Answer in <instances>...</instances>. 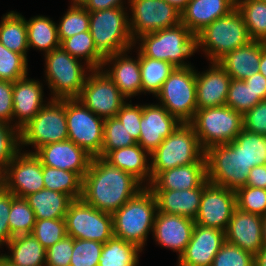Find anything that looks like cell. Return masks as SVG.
<instances>
[{
  "label": "cell",
  "instance_id": "obj_1",
  "mask_svg": "<svg viewBox=\"0 0 266 266\" xmlns=\"http://www.w3.org/2000/svg\"><path fill=\"white\" fill-rule=\"evenodd\" d=\"M145 187L130 173L111 165L102 157H93L82 178L81 199L113 215Z\"/></svg>",
  "mask_w": 266,
  "mask_h": 266
},
{
  "label": "cell",
  "instance_id": "obj_2",
  "mask_svg": "<svg viewBox=\"0 0 266 266\" xmlns=\"http://www.w3.org/2000/svg\"><path fill=\"white\" fill-rule=\"evenodd\" d=\"M157 211L156 197L145 187L113 214V236L142 249L149 232L153 233Z\"/></svg>",
  "mask_w": 266,
  "mask_h": 266
},
{
  "label": "cell",
  "instance_id": "obj_3",
  "mask_svg": "<svg viewBox=\"0 0 266 266\" xmlns=\"http://www.w3.org/2000/svg\"><path fill=\"white\" fill-rule=\"evenodd\" d=\"M136 43L139 44L137 51L143 56L167 61L174 67L192 66L184 60L197 51L196 36L182 23L143 34L134 40V46Z\"/></svg>",
  "mask_w": 266,
  "mask_h": 266
},
{
  "label": "cell",
  "instance_id": "obj_4",
  "mask_svg": "<svg viewBox=\"0 0 266 266\" xmlns=\"http://www.w3.org/2000/svg\"><path fill=\"white\" fill-rule=\"evenodd\" d=\"M148 159H152L151 181L167 169L192 163H206L205 150L190 123H180Z\"/></svg>",
  "mask_w": 266,
  "mask_h": 266
},
{
  "label": "cell",
  "instance_id": "obj_5",
  "mask_svg": "<svg viewBox=\"0 0 266 266\" xmlns=\"http://www.w3.org/2000/svg\"><path fill=\"white\" fill-rule=\"evenodd\" d=\"M250 41L242 14L237 8L216 19L196 35V50L200 47L210 62H217L227 53Z\"/></svg>",
  "mask_w": 266,
  "mask_h": 266
},
{
  "label": "cell",
  "instance_id": "obj_6",
  "mask_svg": "<svg viewBox=\"0 0 266 266\" xmlns=\"http://www.w3.org/2000/svg\"><path fill=\"white\" fill-rule=\"evenodd\" d=\"M89 31L97 51L104 57L132 50L134 40L125 7L89 11Z\"/></svg>",
  "mask_w": 266,
  "mask_h": 266
},
{
  "label": "cell",
  "instance_id": "obj_7",
  "mask_svg": "<svg viewBox=\"0 0 266 266\" xmlns=\"http://www.w3.org/2000/svg\"><path fill=\"white\" fill-rule=\"evenodd\" d=\"M44 57L45 78L51 89V99L78 98L89 75L86 74V69L91 71L92 68H84L80 59L72 57L61 46L46 53Z\"/></svg>",
  "mask_w": 266,
  "mask_h": 266
},
{
  "label": "cell",
  "instance_id": "obj_8",
  "mask_svg": "<svg viewBox=\"0 0 266 266\" xmlns=\"http://www.w3.org/2000/svg\"><path fill=\"white\" fill-rule=\"evenodd\" d=\"M205 159L209 183L234 191L246 186L251 167L235 141L210 146L205 150Z\"/></svg>",
  "mask_w": 266,
  "mask_h": 266
},
{
  "label": "cell",
  "instance_id": "obj_9",
  "mask_svg": "<svg viewBox=\"0 0 266 266\" xmlns=\"http://www.w3.org/2000/svg\"><path fill=\"white\" fill-rule=\"evenodd\" d=\"M242 115L229 106L222 105L198 109L190 124L193 126L201 147L226 144L235 140L243 129Z\"/></svg>",
  "mask_w": 266,
  "mask_h": 266
},
{
  "label": "cell",
  "instance_id": "obj_10",
  "mask_svg": "<svg viewBox=\"0 0 266 266\" xmlns=\"http://www.w3.org/2000/svg\"><path fill=\"white\" fill-rule=\"evenodd\" d=\"M192 67H175L155 96L180 123H190L197 110L196 69Z\"/></svg>",
  "mask_w": 266,
  "mask_h": 266
},
{
  "label": "cell",
  "instance_id": "obj_11",
  "mask_svg": "<svg viewBox=\"0 0 266 266\" xmlns=\"http://www.w3.org/2000/svg\"><path fill=\"white\" fill-rule=\"evenodd\" d=\"M68 140L65 99H50L39 113L20 129V147L41 146Z\"/></svg>",
  "mask_w": 266,
  "mask_h": 266
},
{
  "label": "cell",
  "instance_id": "obj_12",
  "mask_svg": "<svg viewBox=\"0 0 266 266\" xmlns=\"http://www.w3.org/2000/svg\"><path fill=\"white\" fill-rule=\"evenodd\" d=\"M68 140L92 157H101L104 119L89 110L78 98L65 99Z\"/></svg>",
  "mask_w": 266,
  "mask_h": 266
},
{
  "label": "cell",
  "instance_id": "obj_13",
  "mask_svg": "<svg viewBox=\"0 0 266 266\" xmlns=\"http://www.w3.org/2000/svg\"><path fill=\"white\" fill-rule=\"evenodd\" d=\"M65 221L67 235L74 239L106 243L113 236V215L96 209L82 199L70 203Z\"/></svg>",
  "mask_w": 266,
  "mask_h": 266
},
{
  "label": "cell",
  "instance_id": "obj_14",
  "mask_svg": "<svg viewBox=\"0 0 266 266\" xmlns=\"http://www.w3.org/2000/svg\"><path fill=\"white\" fill-rule=\"evenodd\" d=\"M78 99L103 119L116 117L126 98L102 69H92ZM125 100V101H124Z\"/></svg>",
  "mask_w": 266,
  "mask_h": 266
},
{
  "label": "cell",
  "instance_id": "obj_15",
  "mask_svg": "<svg viewBox=\"0 0 266 266\" xmlns=\"http://www.w3.org/2000/svg\"><path fill=\"white\" fill-rule=\"evenodd\" d=\"M129 27L133 40L139 36L177 26L181 12L165 0H130Z\"/></svg>",
  "mask_w": 266,
  "mask_h": 266
},
{
  "label": "cell",
  "instance_id": "obj_16",
  "mask_svg": "<svg viewBox=\"0 0 266 266\" xmlns=\"http://www.w3.org/2000/svg\"><path fill=\"white\" fill-rule=\"evenodd\" d=\"M237 208L234 190L208 183L203 188L195 224L226 231Z\"/></svg>",
  "mask_w": 266,
  "mask_h": 266
},
{
  "label": "cell",
  "instance_id": "obj_17",
  "mask_svg": "<svg viewBox=\"0 0 266 266\" xmlns=\"http://www.w3.org/2000/svg\"><path fill=\"white\" fill-rule=\"evenodd\" d=\"M4 179L5 189L19 198L45 188L42 163L33 151H20L4 170Z\"/></svg>",
  "mask_w": 266,
  "mask_h": 266
},
{
  "label": "cell",
  "instance_id": "obj_18",
  "mask_svg": "<svg viewBox=\"0 0 266 266\" xmlns=\"http://www.w3.org/2000/svg\"><path fill=\"white\" fill-rule=\"evenodd\" d=\"M225 242L224 231L195 224L191 240L178 257L177 266H211Z\"/></svg>",
  "mask_w": 266,
  "mask_h": 266
},
{
  "label": "cell",
  "instance_id": "obj_19",
  "mask_svg": "<svg viewBox=\"0 0 266 266\" xmlns=\"http://www.w3.org/2000/svg\"><path fill=\"white\" fill-rule=\"evenodd\" d=\"M42 165L71 171L84 177L89 169L92 156L70 140L50 143L33 152Z\"/></svg>",
  "mask_w": 266,
  "mask_h": 266
},
{
  "label": "cell",
  "instance_id": "obj_20",
  "mask_svg": "<svg viewBox=\"0 0 266 266\" xmlns=\"http://www.w3.org/2000/svg\"><path fill=\"white\" fill-rule=\"evenodd\" d=\"M179 124L162 105H142L140 137L137 143L151 154Z\"/></svg>",
  "mask_w": 266,
  "mask_h": 266
},
{
  "label": "cell",
  "instance_id": "obj_21",
  "mask_svg": "<svg viewBox=\"0 0 266 266\" xmlns=\"http://www.w3.org/2000/svg\"><path fill=\"white\" fill-rule=\"evenodd\" d=\"M264 217L236 208L225 231L226 242L256 256L266 245L262 239Z\"/></svg>",
  "mask_w": 266,
  "mask_h": 266
},
{
  "label": "cell",
  "instance_id": "obj_22",
  "mask_svg": "<svg viewBox=\"0 0 266 266\" xmlns=\"http://www.w3.org/2000/svg\"><path fill=\"white\" fill-rule=\"evenodd\" d=\"M194 226V219L157 211L152 235L158 245L178 252L180 257L191 240Z\"/></svg>",
  "mask_w": 266,
  "mask_h": 266
},
{
  "label": "cell",
  "instance_id": "obj_23",
  "mask_svg": "<svg viewBox=\"0 0 266 266\" xmlns=\"http://www.w3.org/2000/svg\"><path fill=\"white\" fill-rule=\"evenodd\" d=\"M129 50L116 53L104 58L102 70L115 83L122 95L128 100L135 95L142 93V83L140 74V52L137 59L131 58L127 54ZM111 67H110V65Z\"/></svg>",
  "mask_w": 266,
  "mask_h": 266
},
{
  "label": "cell",
  "instance_id": "obj_24",
  "mask_svg": "<svg viewBox=\"0 0 266 266\" xmlns=\"http://www.w3.org/2000/svg\"><path fill=\"white\" fill-rule=\"evenodd\" d=\"M206 71L196 70V102L197 110L225 105L232 78L218 64L210 62Z\"/></svg>",
  "mask_w": 266,
  "mask_h": 266
},
{
  "label": "cell",
  "instance_id": "obj_25",
  "mask_svg": "<svg viewBox=\"0 0 266 266\" xmlns=\"http://www.w3.org/2000/svg\"><path fill=\"white\" fill-rule=\"evenodd\" d=\"M42 85L27 76L13 82V120L18 119L14 124L17 129L24 127L46 105Z\"/></svg>",
  "mask_w": 266,
  "mask_h": 266
},
{
  "label": "cell",
  "instance_id": "obj_26",
  "mask_svg": "<svg viewBox=\"0 0 266 266\" xmlns=\"http://www.w3.org/2000/svg\"><path fill=\"white\" fill-rule=\"evenodd\" d=\"M235 8L233 0H190L181 11V23L196 36L206 26Z\"/></svg>",
  "mask_w": 266,
  "mask_h": 266
},
{
  "label": "cell",
  "instance_id": "obj_27",
  "mask_svg": "<svg viewBox=\"0 0 266 266\" xmlns=\"http://www.w3.org/2000/svg\"><path fill=\"white\" fill-rule=\"evenodd\" d=\"M209 183L206 179L199 187L185 190H151L157 200L160 213L181 215L195 219L201 202L203 188Z\"/></svg>",
  "mask_w": 266,
  "mask_h": 266
},
{
  "label": "cell",
  "instance_id": "obj_28",
  "mask_svg": "<svg viewBox=\"0 0 266 266\" xmlns=\"http://www.w3.org/2000/svg\"><path fill=\"white\" fill-rule=\"evenodd\" d=\"M207 179L206 163H192L160 172L150 190H185L199 187Z\"/></svg>",
  "mask_w": 266,
  "mask_h": 266
},
{
  "label": "cell",
  "instance_id": "obj_29",
  "mask_svg": "<svg viewBox=\"0 0 266 266\" xmlns=\"http://www.w3.org/2000/svg\"><path fill=\"white\" fill-rule=\"evenodd\" d=\"M261 41H250L227 53L217 62L232 79L245 80L259 72Z\"/></svg>",
  "mask_w": 266,
  "mask_h": 266
},
{
  "label": "cell",
  "instance_id": "obj_30",
  "mask_svg": "<svg viewBox=\"0 0 266 266\" xmlns=\"http://www.w3.org/2000/svg\"><path fill=\"white\" fill-rule=\"evenodd\" d=\"M150 154L138 143L129 147L110 151L104 159L111 165L130 173L146 187L151 184V163L147 159Z\"/></svg>",
  "mask_w": 266,
  "mask_h": 266
},
{
  "label": "cell",
  "instance_id": "obj_31",
  "mask_svg": "<svg viewBox=\"0 0 266 266\" xmlns=\"http://www.w3.org/2000/svg\"><path fill=\"white\" fill-rule=\"evenodd\" d=\"M10 255L2 256L15 266H46V249L32 235H18L6 245Z\"/></svg>",
  "mask_w": 266,
  "mask_h": 266
},
{
  "label": "cell",
  "instance_id": "obj_32",
  "mask_svg": "<svg viewBox=\"0 0 266 266\" xmlns=\"http://www.w3.org/2000/svg\"><path fill=\"white\" fill-rule=\"evenodd\" d=\"M35 213L36 219L65 218L73 199L64 193L41 189L24 198Z\"/></svg>",
  "mask_w": 266,
  "mask_h": 266
},
{
  "label": "cell",
  "instance_id": "obj_33",
  "mask_svg": "<svg viewBox=\"0 0 266 266\" xmlns=\"http://www.w3.org/2000/svg\"><path fill=\"white\" fill-rule=\"evenodd\" d=\"M0 42L9 50L21 54L27 60L28 38L25 18L10 11L0 22Z\"/></svg>",
  "mask_w": 266,
  "mask_h": 266
},
{
  "label": "cell",
  "instance_id": "obj_34",
  "mask_svg": "<svg viewBox=\"0 0 266 266\" xmlns=\"http://www.w3.org/2000/svg\"><path fill=\"white\" fill-rule=\"evenodd\" d=\"M28 47L43 50L49 53L60 46L58 37L57 23H54L49 17L34 16L26 20Z\"/></svg>",
  "mask_w": 266,
  "mask_h": 266
},
{
  "label": "cell",
  "instance_id": "obj_35",
  "mask_svg": "<svg viewBox=\"0 0 266 266\" xmlns=\"http://www.w3.org/2000/svg\"><path fill=\"white\" fill-rule=\"evenodd\" d=\"M142 250L134 243L112 236L103 244L98 266H137Z\"/></svg>",
  "mask_w": 266,
  "mask_h": 266
},
{
  "label": "cell",
  "instance_id": "obj_36",
  "mask_svg": "<svg viewBox=\"0 0 266 266\" xmlns=\"http://www.w3.org/2000/svg\"><path fill=\"white\" fill-rule=\"evenodd\" d=\"M60 46L72 57L84 59V66H89L92 69L102 68L104 57L97 51L90 31L63 39Z\"/></svg>",
  "mask_w": 266,
  "mask_h": 266
},
{
  "label": "cell",
  "instance_id": "obj_37",
  "mask_svg": "<svg viewBox=\"0 0 266 266\" xmlns=\"http://www.w3.org/2000/svg\"><path fill=\"white\" fill-rule=\"evenodd\" d=\"M42 174L45 189L81 199L82 178L77 173L42 165Z\"/></svg>",
  "mask_w": 266,
  "mask_h": 266
},
{
  "label": "cell",
  "instance_id": "obj_38",
  "mask_svg": "<svg viewBox=\"0 0 266 266\" xmlns=\"http://www.w3.org/2000/svg\"><path fill=\"white\" fill-rule=\"evenodd\" d=\"M174 69L175 67L167 61L145 57L140 53L142 93L148 92L156 96Z\"/></svg>",
  "mask_w": 266,
  "mask_h": 266
},
{
  "label": "cell",
  "instance_id": "obj_39",
  "mask_svg": "<svg viewBox=\"0 0 266 266\" xmlns=\"http://www.w3.org/2000/svg\"><path fill=\"white\" fill-rule=\"evenodd\" d=\"M236 8L243 16L250 39L266 42V3L262 0H241Z\"/></svg>",
  "mask_w": 266,
  "mask_h": 266
},
{
  "label": "cell",
  "instance_id": "obj_40",
  "mask_svg": "<svg viewBox=\"0 0 266 266\" xmlns=\"http://www.w3.org/2000/svg\"><path fill=\"white\" fill-rule=\"evenodd\" d=\"M36 222L34 211L24 198L15 197L11 193V209L9 212V228L13 237L31 234Z\"/></svg>",
  "mask_w": 266,
  "mask_h": 266
},
{
  "label": "cell",
  "instance_id": "obj_41",
  "mask_svg": "<svg viewBox=\"0 0 266 266\" xmlns=\"http://www.w3.org/2000/svg\"><path fill=\"white\" fill-rule=\"evenodd\" d=\"M68 8L59 24H56L60 42L75 34L89 31V11L76 2H72Z\"/></svg>",
  "mask_w": 266,
  "mask_h": 266
},
{
  "label": "cell",
  "instance_id": "obj_42",
  "mask_svg": "<svg viewBox=\"0 0 266 266\" xmlns=\"http://www.w3.org/2000/svg\"><path fill=\"white\" fill-rule=\"evenodd\" d=\"M234 141L241 146L248 166L266 165V136L242 129Z\"/></svg>",
  "mask_w": 266,
  "mask_h": 266
},
{
  "label": "cell",
  "instance_id": "obj_43",
  "mask_svg": "<svg viewBox=\"0 0 266 266\" xmlns=\"http://www.w3.org/2000/svg\"><path fill=\"white\" fill-rule=\"evenodd\" d=\"M137 144L117 117L104 119L103 145L101 157L110 151Z\"/></svg>",
  "mask_w": 266,
  "mask_h": 266
},
{
  "label": "cell",
  "instance_id": "obj_44",
  "mask_svg": "<svg viewBox=\"0 0 266 266\" xmlns=\"http://www.w3.org/2000/svg\"><path fill=\"white\" fill-rule=\"evenodd\" d=\"M260 101L262 99L246 85L244 80H231L225 103L226 106L244 115Z\"/></svg>",
  "mask_w": 266,
  "mask_h": 266
},
{
  "label": "cell",
  "instance_id": "obj_45",
  "mask_svg": "<svg viewBox=\"0 0 266 266\" xmlns=\"http://www.w3.org/2000/svg\"><path fill=\"white\" fill-rule=\"evenodd\" d=\"M28 60L0 42V79L15 82L27 76Z\"/></svg>",
  "mask_w": 266,
  "mask_h": 266
},
{
  "label": "cell",
  "instance_id": "obj_46",
  "mask_svg": "<svg viewBox=\"0 0 266 266\" xmlns=\"http://www.w3.org/2000/svg\"><path fill=\"white\" fill-rule=\"evenodd\" d=\"M31 234L47 249L67 235L65 218L36 219Z\"/></svg>",
  "mask_w": 266,
  "mask_h": 266
},
{
  "label": "cell",
  "instance_id": "obj_47",
  "mask_svg": "<svg viewBox=\"0 0 266 266\" xmlns=\"http://www.w3.org/2000/svg\"><path fill=\"white\" fill-rule=\"evenodd\" d=\"M237 208L243 212L266 216V189L243 186L236 191Z\"/></svg>",
  "mask_w": 266,
  "mask_h": 266
},
{
  "label": "cell",
  "instance_id": "obj_48",
  "mask_svg": "<svg viewBox=\"0 0 266 266\" xmlns=\"http://www.w3.org/2000/svg\"><path fill=\"white\" fill-rule=\"evenodd\" d=\"M21 150L20 130L0 122V167L5 170Z\"/></svg>",
  "mask_w": 266,
  "mask_h": 266
},
{
  "label": "cell",
  "instance_id": "obj_49",
  "mask_svg": "<svg viewBox=\"0 0 266 266\" xmlns=\"http://www.w3.org/2000/svg\"><path fill=\"white\" fill-rule=\"evenodd\" d=\"M104 243L74 239L70 266H98Z\"/></svg>",
  "mask_w": 266,
  "mask_h": 266
},
{
  "label": "cell",
  "instance_id": "obj_50",
  "mask_svg": "<svg viewBox=\"0 0 266 266\" xmlns=\"http://www.w3.org/2000/svg\"><path fill=\"white\" fill-rule=\"evenodd\" d=\"M255 256L238 246L225 242L211 266H254Z\"/></svg>",
  "mask_w": 266,
  "mask_h": 266
},
{
  "label": "cell",
  "instance_id": "obj_51",
  "mask_svg": "<svg viewBox=\"0 0 266 266\" xmlns=\"http://www.w3.org/2000/svg\"><path fill=\"white\" fill-rule=\"evenodd\" d=\"M74 238L66 235L46 249V266H70Z\"/></svg>",
  "mask_w": 266,
  "mask_h": 266
},
{
  "label": "cell",
  "instance_id": "obj_52",
  "mask_svg": "<svg viewBox=\"0 0 266 266\" xmlns=\"http://www.w3.org/2000/svg\"><path fill=\"white\" fill-rule=\"evenodd\" d=\"M116 117L121 121L135 141L138 142L140 137L142 105L136 104L133 106V104L127 102L122 106Z\"/></svg>",
  "mask_w": 266,
  "mask_h": 266
},
{
  "label": "cell",
  "instance_id": "obj_53",
  "mask_svg": "<svg viewBox=\"0 0 266 266\" xmlns=\"http://www.w3.org/2000/svg\"><path fill=\"white\" fill-rule=\"evenodd\" d=\"M242 117L244 130L266 136V100L260 101Z\"/></svg>",
  "mask_w": 266,
  "mask_h": 266
},
{
  "label": "cell",
  "instance_id": "obj_54",
  "mask_svg": "<svg viewBox=\"0 0 266 266\" xmlns=\"http://www.w3.org/2000/svg\"><path fill=\"white\" fill-rule=\"evenodd\" d=\"M11 209V192L5 188L0 192V248L13 238L9 228V212Z\"/></svg>",
  "mask_w": 266,
  "mask_h": 266
},
{
  "label": "cell",
  "instance_id": "obj_55",
  "mask_svg": "<svg viewBox=\"0 0 266 266\" xmlns=\"http://www.w3.org/2000/svg\"><path fill=\"white\" fill-rule=\"evenodd\" d=\"M13 121V82L0 79V122Z\"/></svg>",
  "mask_w": 266,
  "mask_h": 266
},
{
  "label": "cell",
  "instance_id": "obj_56",
  "mask_svg": "<svg viewBox=\"0 0 266 266\" xmlns=\"http://www.w3.org/2000/svg\"><path fill=\"white\" fill-rule=\"evenodd\" d=\"M246 186L266 189V165H257L251 168Z\"/></svg>",
  "mask_w": 266,
  "mask_h": 266
},
{
  "label": "cell",
  "instance_id": "obj_57",
  "mask_svg": "<svg viewBox=\"0 0 266 266\" xmlns=\"http://www.w3.org/2000/svg\"><path fill=\"white\" fill-rule=\"evenodd\" d=\"M122 0H83L80 4L88 11H101L115 7H124ZM130 0H128V3Z\"/></svg>",
  "mask_w": 266,
  "mask_h": 266
},
{
  "label": "cell",
  "instance_id": "obj_58",
  "mask_svg": "<svg viewBox=\"0 0 266 266\" xmlns=\"http://www.w3.org/2000/svg\"><path fill=\"white\" fill-rule=\"evenodd\" d=\"M244 82L262 100H266V78L260 72L246 78Z\"/></svg>",
  "mask_w": 266,
  "mask_h": 266
},
{
  "label": "cell",
  "instance_id": "obj_59",
  "mask_svg": "<svg viewBox=\"0 0 266 266\" xmlns=\"http://www.w3.org/2000/svg\"><path fill=\"white\" fill-rule=\"evenodd\" d=\"M259 72L266 78V42L261 41V59Z\"/></svg>",
  "mask_w": 266,
  "mask_h": 266
},
{
  "label": "cell",
  "instance_id": "obj_60",
  "mask_svg": "<svg viewBox=\"0 0 266 266\" xmlns=\"http://www.w3.org/2000/svg\"><path fill=\"white\" fill-rule=\"evenodd\" d=\"M254 266H266V245L255 256Z\"/></svg>",
  "mask_w": 266,
  "mask_h": 266
},
{
  "label": "cell",
  "instance_id": "obj_61",
  "mask_svg": "<svg viewBox=\"0 0 266 266\" xmlns=\"http://www.w3.org/2000/svg\"><path fill=\"white\" fill-rule=\"evenodd\" d=\"M170 5L177 8L180 12L186 7L190 0H165Z\"/></svg>",
  "mask_w": 266,
  "mask_h": 266
},
{
  "label": "cell",
  "instance_id": "obj_62",
  "mask_svg": "<svg viewBox=\"0 0 266 266\" xmlns=\"http://www.w3.org/2000/svg\"><path fill=\"white\" fill-rule=\"evenodd\" d=\"M5 188L4 169L0 167V192Z\"/></svg>",
  "mask_w": 266,
  "mask_h": 266
},
{
  "label": "cell",
  "instance_id": "obj_63",
  "mask_svg": "<svg viewBox=\"0 0 266 266\" xmlns=\"http://www.w3.org/2000/svg\"><path fill=\"white\" fill-rule=\"evenodd\" d=\"M262 239L266 244V216L264 217V223L262 225Z\"/></svg>",
  "mask_w": 266,
  "mask_h": 266
},
{
  "label": "cell",
  "instance_id": "obj_64",
  "mask_svg": "<svg viewBox=\"0 0 266 266\" xmlns=\"http://www.w3.org/2000/svg\"><path fill=\"white\" fill-rule=\"evenodd\" d=\"M0 266H15V265L8 262L1 254L0 255Z\"/></svg>",
  "mask_w": 266,
  "mask_h": 266
},
{
  "label": "cell",
  "instance_id": "obj_65",
  "mask_svg": "<svg viewBox=\"0 0 266 266\" xmlns=\"http://www.w3.org/2000/svg\"><path fill=\"white\" fill-rule=\"evenodd\" d=\"M83 0H72L71 2L81 3Z\"/></svg>",
  "mask_w": 266,
  "mask_h": 266
},
{
  "label": "cell",
  "instance_id": "obj_66",
  "mask_svg": "<svg viewBox=\"0 0 266 266\" xmlns=\"http://www.w3.org/2000/svg\"><path fill=\"white\" fill-rule=\"evenodd\" d=\"M236 4L239 2V1H241V0H233Z\"/></svg>",
  "mask_w": 266,
  "mask_h": 266
}]
</instances>
